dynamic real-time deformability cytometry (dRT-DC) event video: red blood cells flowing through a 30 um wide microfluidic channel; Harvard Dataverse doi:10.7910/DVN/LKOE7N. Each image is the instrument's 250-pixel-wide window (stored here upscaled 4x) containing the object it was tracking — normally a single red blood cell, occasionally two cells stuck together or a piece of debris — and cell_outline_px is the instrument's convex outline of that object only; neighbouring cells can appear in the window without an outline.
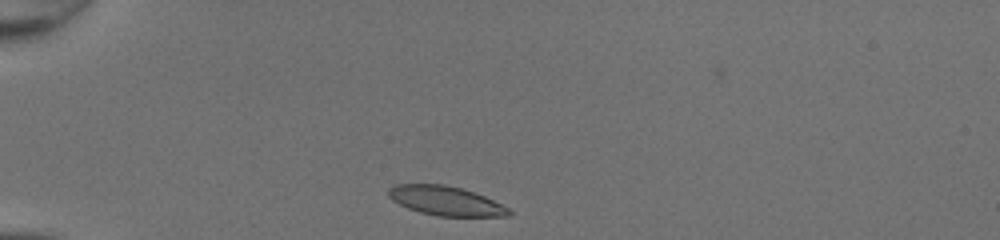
{"species": "common noctule bat (a hibernating species)", "species_latin": "Nyctalus noctula", "temperature_condition": "room temperature", "stored_images_in_passage": 30, "camera_frame_rate_fps": 3000, "um_per_image_px": 0.085, "animal": {"sex": "female", "body_mass_g": 20.0, "forearm_length_mm": 54.0}, "frame": {"image": 1, "passage_image": 1, "time_ms": 0.0, "image_size_px": [1000, 240], "cell_outline_px": [[512, 212], [508, 216], [436, 216], [420, 212], [408, 208], [392, 200], [388, 196], [388, 188], [392, 184], [444, 184], [460, 188], [484, 196], [508, 208]], "centroid_in_image_um": [37.83, 17.06], "position_along_channel_um": 47.2, "area_um2": 20.4}}
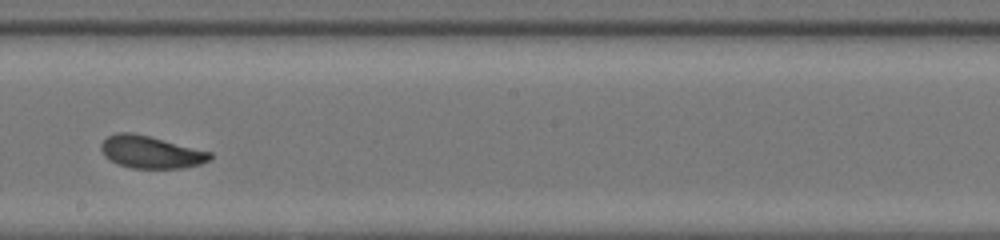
{"frame": {"image": 2, "passage_image": 17, "time_ms": 5.333, "image_size_px": [1000, 240], "cell_outline_px": [[212, 156], [208, 160], [200, 164], [180, 168], [132, 168], [116, 164], [104, 156], [100, 148], [100, 144], [108, 136], [116, 132], [132, 132], [212, 152]], "centroid_in_image_um": [12.77, 12.93], "position_along_channel_um": 235.4, "area_um2": 20.46}}
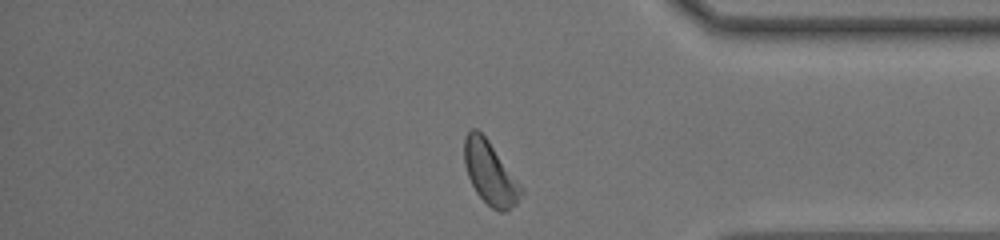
{"frame": {"image": 3, "passage_image": 29, "time_ms": 9.333, "image_size_px": [1000, 240], "cell_outline_px": [[524, 192], [516, 204], [504, 212], [500, 212], [492, 208], [476, 192], [468, 176], [464, 164], [464, 136], [472, 128], [476, 128], [488, 140], [524, 188]], "centroid_in_image_um": [41.67, 14.71], "position_along_channel_um": 393.5, "area_um2": 20.81}, "authors_computed_cell_mechanics": {"area_um2": 20.6635, "velocity_mm_per_s": 4.2576, "shape_relaxation_time_tau1_ms": 2.5377, "shape_relaxation_time_tau2_ms": 3.7445, "deformation_change_tau1": 0.1074, "deformation_change_tau2": 0.0957}}